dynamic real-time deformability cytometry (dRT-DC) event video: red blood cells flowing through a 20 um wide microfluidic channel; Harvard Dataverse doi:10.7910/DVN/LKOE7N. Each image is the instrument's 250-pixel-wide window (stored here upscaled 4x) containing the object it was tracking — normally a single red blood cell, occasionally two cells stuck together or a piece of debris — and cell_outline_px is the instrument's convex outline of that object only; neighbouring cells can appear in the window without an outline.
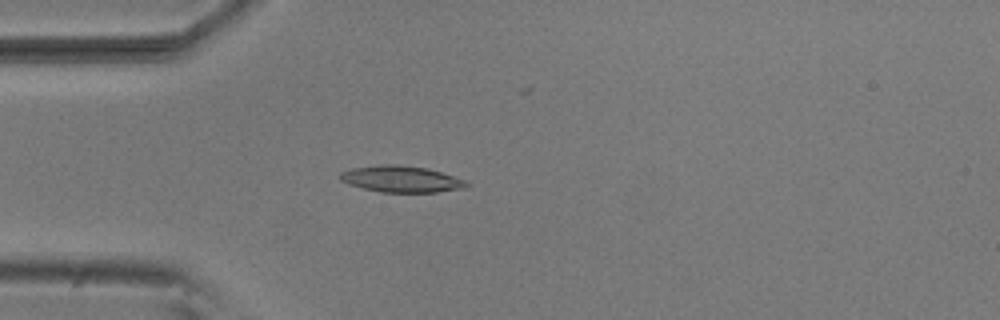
{"species": "common noctule bat (a hibernating species)", "species_latin": "Nyctalus noctula", "temperature_condition": "room temperature", "stored_images_in_passage": 52, "camera_frame_rate_fps": 3000, "um_per_image_px": 0.085, "animal": {"sex": "male", "body_mass_g": 20.5, "forearm_length_mm": 52.5}, "frame": {"image": 1, "passage_image": 14, "time_ms": 4.333, "image_size_px": [1000, 320], "cell_outline_px": [[468, 188], [436, 192], [380, 192], [348, 184], [340, 180], [340, 172], [352, 168], [380, 164], [396, 164], [428, 168], [464, 180], [468, 184]], "centroid_in_image_um": [34.09, 15.22], "position_along_channel_um": 50.9, "area_um2": 19.42}}
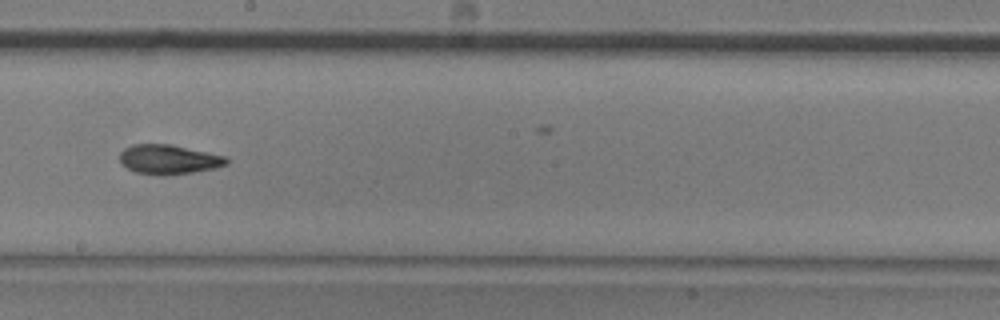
{"frame": {"image": 2, "passage_image": 29, "time_ms": 9.333, "image_size_px": [1000, 320], "cell_outline_px": [[228, 164], [216, 168], [192, 172], [160, 176], [156, 176], [136, 172], [120, 164], [120, 152], [124, 148], [132, 144], [172, 144], [228, 156]], "centroid_in_image_um": [14.35, 13.55], "position_along_channel_um": 233.8, "area_um2": 18.67}}
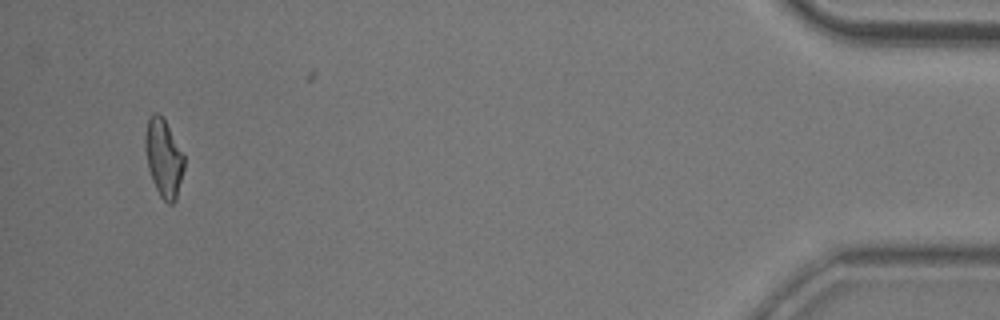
{"frame": {"image": 3, "passage_image": 50, "time_ms": 16.333, "image_size_px": [1000, 320], "cell_outline_px": [[184, 168], [176, 200], [172, 204], [168, 204], [160, 196], [152, 180], [148, 168], [144, 148], [144, 136], [148, 116], [152, 112], [156, 112], [164, 120], [184, 156]], "centroid_in_image_um": [13.88, 13.43], "position_along_channel_um": 421.3, "area_um2": 17.57}, "authors_computed_cell_mechanics": {"area_um2": 18.1781, "velocity_mm_per_s": 3.8211, "shape_relaxation_time_tau1_ms": 5.9882, "shape_relaxation_time_tau2_ms": 3.0163, "deformation_change_tau1": 0.1817, "deformation_change_tau2": 0.1035}}